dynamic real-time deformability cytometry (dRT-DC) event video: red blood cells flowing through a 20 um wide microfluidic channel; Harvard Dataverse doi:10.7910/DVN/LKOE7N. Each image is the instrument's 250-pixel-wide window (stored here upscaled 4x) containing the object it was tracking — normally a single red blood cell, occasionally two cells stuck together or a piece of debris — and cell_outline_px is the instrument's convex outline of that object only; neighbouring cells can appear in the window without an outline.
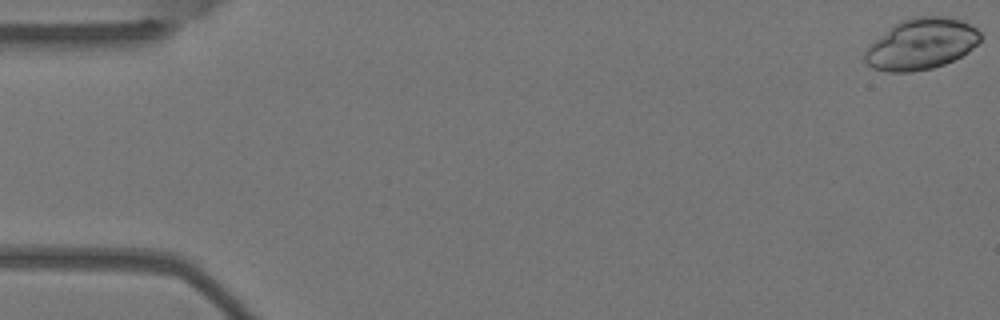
{"species": "Egyptian fruit bat (a non-hibernating species)", "species_latin": "Rousettus aegyptiacus", "temperature_condition": "warm", "stored_images_in_passage": 6, "camera_frame_rate_fps": 3000, "um_per_image_px": 0.085, "animal": {"sex": "female"}, "frame": {"image": 1, "passage_image": 1, "time_ms": 0.0, "image_size_px": [1000, 320], "cell_outline_px": [[980, 40], [968, 52], [944, 64], [932, 68], [912, 72], [888, 72], [872, 68], [864, 60], [864, 52], [868, 44], [892, 24], [900, 20], [912, 16], [948, 16], [960, 20], [976, 28], [980, 32]], "centroid_in_image_um": [78.25, 3.73], "position_along_channel_um": 6.8, "area_um2": 34.68}}